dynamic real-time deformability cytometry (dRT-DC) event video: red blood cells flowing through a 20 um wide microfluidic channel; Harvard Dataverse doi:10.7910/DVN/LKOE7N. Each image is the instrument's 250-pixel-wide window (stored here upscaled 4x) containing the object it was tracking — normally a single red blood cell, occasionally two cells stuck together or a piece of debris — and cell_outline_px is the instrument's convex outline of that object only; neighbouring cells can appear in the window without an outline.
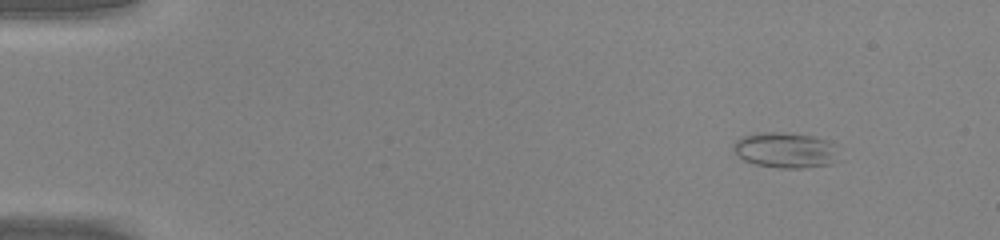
{"species": "common noctule bat (a hibernating species)", "species_latin": "Nyctalus noctula", "temperature_condition": "warm", "stored_images_in_passage": 44, "camera_frame_rate_fps": 3000, "um_per_image_px": 0.085, "animal": {"sex": "male", "body_mass_g": 20.0, "forearm_length_mm": 53.3}, "frame": {"image": 1, "passage_image": 1, "time_ms": 0.0, "image_size_px": [1000, 240], "cell_outline_px": [[836, 160], [832, 164], [800, 168], [780, 168], [756, 164], [744, 160], [732, 148], [732, 144], [740, 136], [756, 132], [784, 132], [812, 136], [828, 140], [832, 144]], "centroid_in_image_um": [66.69, 12.74], "position_along_channel_um": 18.3, "area_um2": 21.68}}
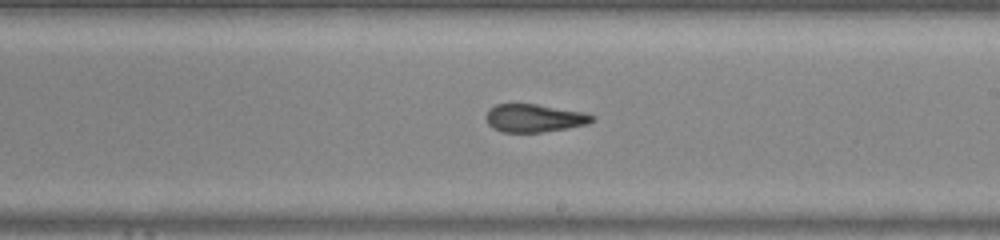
{"frame": {"image": 2, "passage_image": 25, "time_ms": 8.0, "image_size_px": [1000, 240], "cell_outline_px": [[596, 120], [588, 124], [568, 128], [540, 132], [504, 132], [492, 128], [488, 124], [484, 116], [488, 108], [496, 104], [536, 104], [584, 112], [596, 116]], "centroid_in_image_um": [45.41, 10.03], "position_along_channel_um": 243.6, "area_um2": 17.51}}
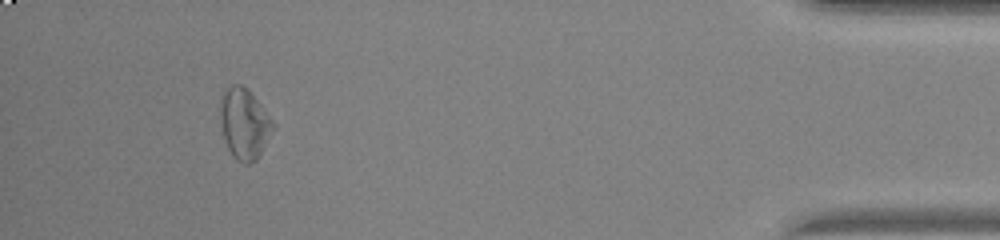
{"frame": {"image": 3, "passage_image": 41, "time_ms": 13.333, "image_size_px": [1000, 240], "cell_outline_px": [[276, 128], [256, 160], [248, 164], [244, 164], [236, 160], [232, 156], [228, 148], [220, 124], [220, 96], [224, 88], [232, 84], [240, 84], [260, 104], [276, 124]], "centroid_in_image_um": [20.76, 10.53], "position_along_channel_um": 414.4, "area_um2": 21.85}, "authors_computed_cell_mechanics": {"area_um2": 19.4208, "velocity_mm_per_s": 4.3034, "shape_relaxation_time_tau1_ms": null, "shape_relaxation_time_tau2_ms": 0.9211, "deformation_change_tau1": null, "deformation_change_tau2": 0.0662}}